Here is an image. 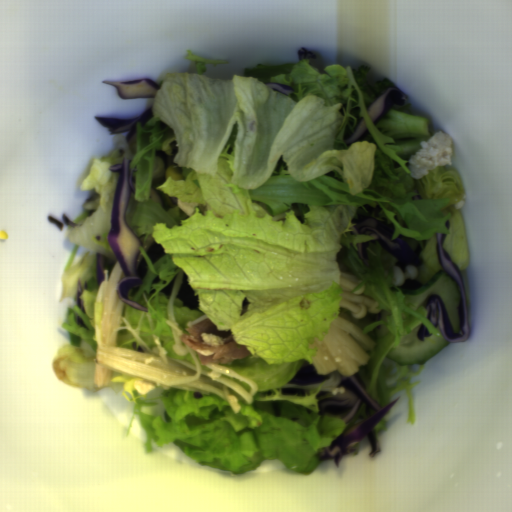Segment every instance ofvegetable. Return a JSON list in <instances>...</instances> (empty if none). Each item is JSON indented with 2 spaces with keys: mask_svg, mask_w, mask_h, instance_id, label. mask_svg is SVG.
Segmentation results:
<instances>
[{
  "mask_svg": "<svg viewBox=\"0 0 512 512\" xmlns=\"http://www.w3.org/2000/svg\"><path fill=\"white\" fill-rule=\"evenodd\" d=\"M297 54V61L254 66L244 75L219 79L206 75V65L229 61L188 49L183 57L196 72L164 74L160 89L148 98L150 120L135 124L134 143H127L128 131L116 133L117 148L94 159L80 183L79 189L94 194L68 227L74 247L61 277L60 302L71 297L73 304L61 325L69 339L56 352L52 369L63 384L123 394L133 404L126 435L137 416L147 454L154 441L233 475L255 471L264 460L311 474L323 461L318 452L375 414L365 404L348 421L321 412L322 400L356 402L352 394L331 393L349 376L363 380L383 408L405 390L406 422L415 424L412 389L420 381H410L427 361L399 366L388 354L421 324L444 338L426 305H406L405 294L437 272L447 273L437 233L445 235L443 251L460 274L468 268L465 229L456 209L465 187L459 174L443 165L413 177L412 153L385 147L395 139L382 135L370 118L354 67L326 64L320 53L304 47ZM266 82L293 90L287 95ZM361 117L367 135L345 144ZM123 158L132 159L138 171L127 220L142 243L136 261L141 281L129 296L147 310L123 302L118 346L152 352L158 336L170 358L194 365L190 353L182 357L173 351L165 322L167 301L183 271L175 299L180 328L204 313L252 353L224 364L257 383L252 404L230 390L240 413L207 392L138 395L132 385L136 377L123 372H114L104 388L93 384L94 335L102 314L101 302H95L100 286L95 254L103 255L105 277L115 260L124 276L106 237L119 178L109 169ZM170 165L185 179L165 177ZM352 226L402 238L410 250L397 254L370 235H353ZM359 242L366 262L356 253ZM410 264L418 269L415 279L393 285V266L404 271ZM340 271L362 278L351 292L365 284L378 313L355 319L339 306ZM77 279L85 313L76 305ZM337 315L375 344L366 364L345 377L318 374L312 366L316 350L308 348L315 338L323 339Z\"/></svg>",
  "mask_w": 512,
  "mask_h": 512,
  "instance_id": "1",
  "label": "vegetable"
},
{
  "mask_svg": "<svg viewBox=\"0 0 512 512\" xmlns=\"http://www.w3.org/2000/svg\"><path fill=\"white\" fill-rule=\"evenodd\" d=\"M384 418L374 427V433L387 429V424H386Z\"/></svg>",
  "mask_w": 512,
  "mask_h": 512,
  "instance_id": "2",
  "label": "vegetable"
}]
</instances>
